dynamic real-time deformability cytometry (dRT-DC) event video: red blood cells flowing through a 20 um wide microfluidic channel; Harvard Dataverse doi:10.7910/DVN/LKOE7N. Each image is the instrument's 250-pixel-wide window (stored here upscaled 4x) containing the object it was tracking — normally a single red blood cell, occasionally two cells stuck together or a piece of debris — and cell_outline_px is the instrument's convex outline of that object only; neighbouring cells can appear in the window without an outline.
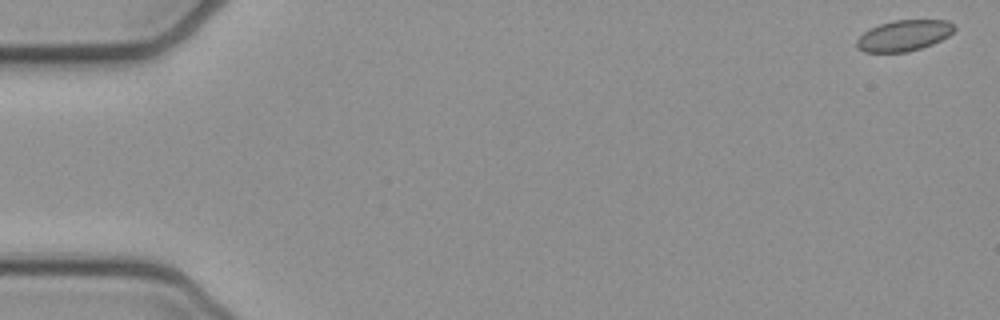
{"species": "common noctule bat (a hibernating species)", "species_latin": "Nyctalus noctula", "temperature_condition": "cold", "stored_images_in_passage": 49, "camera_frame_rate_fps": 3000, "um_per_image_px": 0.085, "animal": {"sex": "female", "body_mass_g": 21.9}, "frame": {"image": 1, "passage_image": 1, "time_ms": 0.0, "image_size_px": [1000, 320], "cell_outline_px": [[956, 28], [948, 36], [932, 44], [908, 52], [864, 52], [856, 48], [856, 40], [864, 32], [880, 24], [892, 20], [948, 20], [956, 24]], "centroid_in_image_um": [76.84, 3.02], "position_along_channel_um": 8.2, "area_um2": 17.63}}
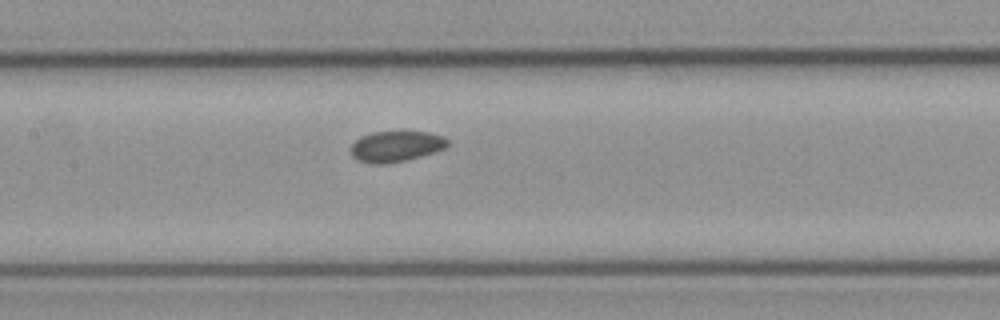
{"frame": {"image": 2, "passage_image": 25, "time_ms": 8.0, "image_size_px": [1000, 320], "cell_outline_px": [[448, 144], [444, 148], [420, 156], [388, 164], [372, 164], [356, 160], [352, 156], [348, 148], [360, 136], [372, 132], [428, 132], [444, 136], [448, 140]], "centroid_in_image_um": [33.59, 12.44], "position_along_channel_um": 173.8, "area_um2": 17.4}}
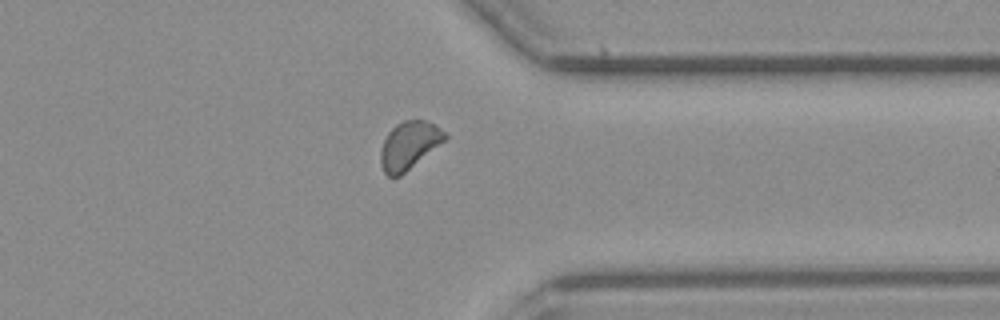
{"frame": {"image": 3, "passage_image": 41, "time_ms": 13.333, "image_size_px": [1000, 320], "cell_outline_px": [[448, 136], [444, 140], [400, 176], [388, 176], [384, 172], [380, 164], [380, 152], [384, 140], [388, 132], [396, 124], [404, 120], [424, 120], [440, 128]], "centroid_in_image_um": [34.73, 12.35], "position_along_channel_um": 376.7, "area_um2": 17.46}}